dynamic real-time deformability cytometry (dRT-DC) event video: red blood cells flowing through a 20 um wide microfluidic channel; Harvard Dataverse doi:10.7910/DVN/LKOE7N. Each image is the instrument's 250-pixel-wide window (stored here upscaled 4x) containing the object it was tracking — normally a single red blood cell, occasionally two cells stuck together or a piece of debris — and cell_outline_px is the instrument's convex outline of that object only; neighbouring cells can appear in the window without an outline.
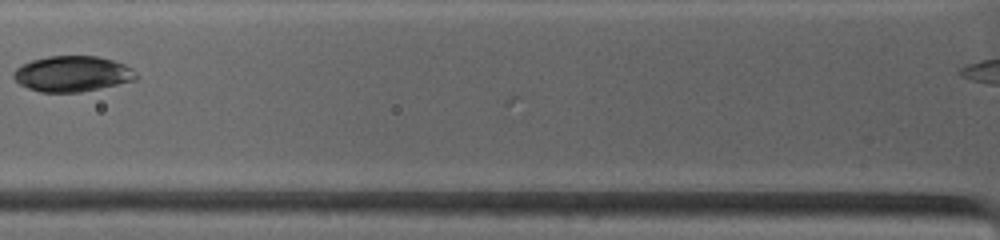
{"species": "common noctule bat (a hibernating species)", "species_latin": "Nyctalus noctula", "temperature_condition": "warm", "stored_images_in_passage": 16, "camera_frame_rate_fps": 4500, "um_per_image_px": 0.085, "animal": {"sex": "female", "body_mass_g": 19.0, "forearm_length_mm": 53.3}, "frame": {"image": 1, "passage_image": 15, "time_ms": 1.778, "image_size_px": [1000, 240], "cell_outline_px": [[140, 76], [136, 80], [100, 88], [80, 92], [40, 92], [28, 88], [20, 84], [12, 76], [12, 72], [20, 64], [32, 60], [48, 56], [96, 56], [112, 60], [124, 64], [132, 68]], "centroid_in_image_um": [6.15, 6.27], "position_along_channel_um": 119.7, "area_um2": 25.61}}